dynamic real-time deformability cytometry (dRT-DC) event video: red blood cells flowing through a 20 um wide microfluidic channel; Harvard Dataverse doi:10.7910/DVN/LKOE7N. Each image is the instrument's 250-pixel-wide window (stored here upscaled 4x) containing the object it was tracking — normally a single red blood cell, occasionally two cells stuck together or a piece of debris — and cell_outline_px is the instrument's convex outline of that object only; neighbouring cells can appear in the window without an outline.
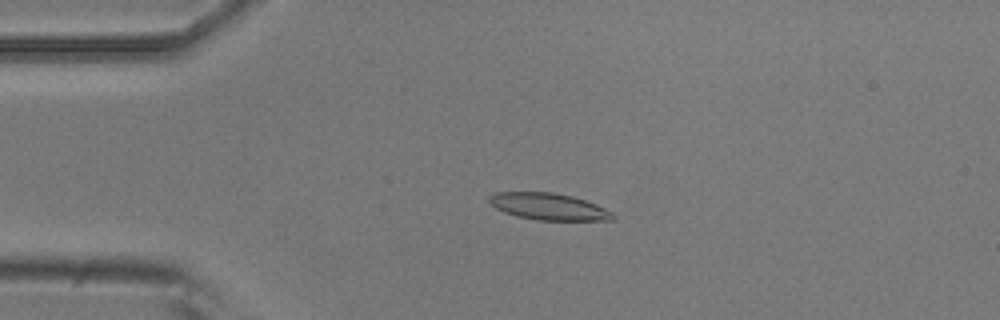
{"species": "common noctule bat (a hibernating species)", "species_latin": "Nyctalus noctula", "temperature_condition": "room temperature", "stored_images_in_passage": 50, "camera_frame_rate_fps": 3000, "um_per_image_px": 0.085, "animal": {"sex": "male", "body_mass_g": 20.5, "forearm_length_mm": 52.5}, "frame": {"image": 1, "passage_image": 8, "time_ms": 2.333, "image_size_px": [1000, 320], "cell_outline_px": [[616, 220], [536, 220], [516, 216], [504, 212], [496, 208], [488, 200], [488, 196], [496, 192], [552, 192], [572, 196], [596, 204], [612, 212], [616, 216]], "centroid_in_image_um": [46.64, 17.56], "position_along_channel_um": 38.4, "area_um2": 19.31}}
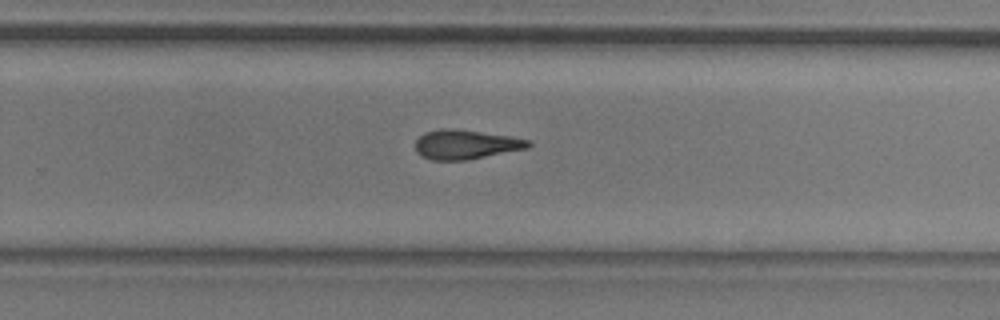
{"frame": {"image": 2, "passage_image": 30, "time_ms": 9.667, "image_size_px": [1000, 320], "cell_outline_px": [[532, 144], [528, 148], [468, 160], [432, 160], [416, 152], [416, 140], [424, 132], [440, 128], [452, 128], [508, 136], [528, 140]], "centroid_in_image_um": [39.57, 12.28], "position_along_channel_um": 290.2, "area_um2": 19.19}}
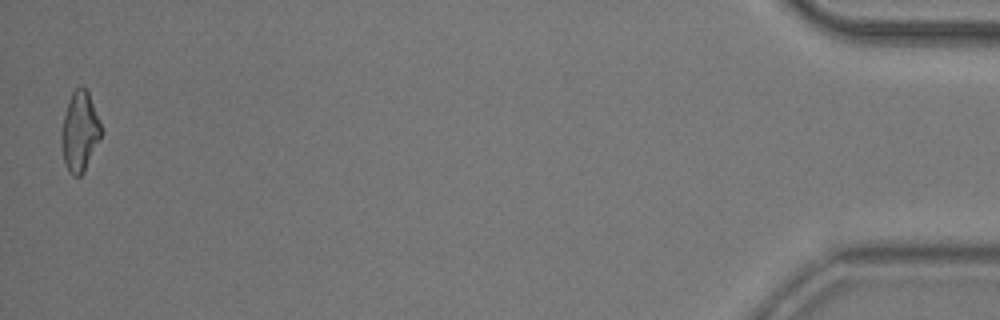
{"frame": {"image": 3, "passage_image": 49, "time_ms": 16.0, "image_size_px": [1000, 320], "cell_outline_px": [[100, 136], [84, 172], [80, 176], [72, 176], [68, 172], [64, 164], [60, 136], [64, 116], [68, 100], [72, 92], [80, 84], [88, 92], [100, 120]], "centroid_in_image_um": [6.74, 11.19], "position_along_channel_um": 428.5, "area_um2": 18.32}}